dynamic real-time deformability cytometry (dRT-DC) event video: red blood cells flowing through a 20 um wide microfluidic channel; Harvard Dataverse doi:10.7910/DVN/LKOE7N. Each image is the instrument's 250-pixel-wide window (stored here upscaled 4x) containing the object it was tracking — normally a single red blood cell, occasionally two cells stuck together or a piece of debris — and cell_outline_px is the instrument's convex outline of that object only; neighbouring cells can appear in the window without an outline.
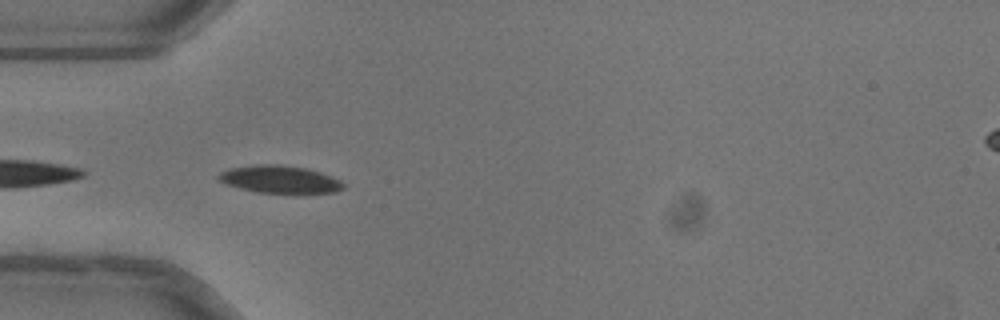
{"species": "common noctule bat (a hibernating species)", "species_latin": "Nyctalus noctula", "temperature_condition": "warm", "stored_images_in_passage": 27, "camera_frame_rate_fps": 3000, "um_per_image_px": 0.085, "animal": {"sex": "female"}, "frame": {"image": 1, "passage_image": 1, "time_ms": 0.0, "image_size_px": [1000, 320], "cell_outline_px": [[344, 188], [336, 192], [300, 196], [256, 192], [240, 188], [228, 184], [220, 180], [216, 176], [220, 172], [228, 168], [260, 164], [276, 164], [304, 168], [320, 172], [340, 180], [344, 184]], "centroid_in_image_um": [23.84, 15.3], "position_along_channel_um": 61.2, "area_um2": 20.75}}
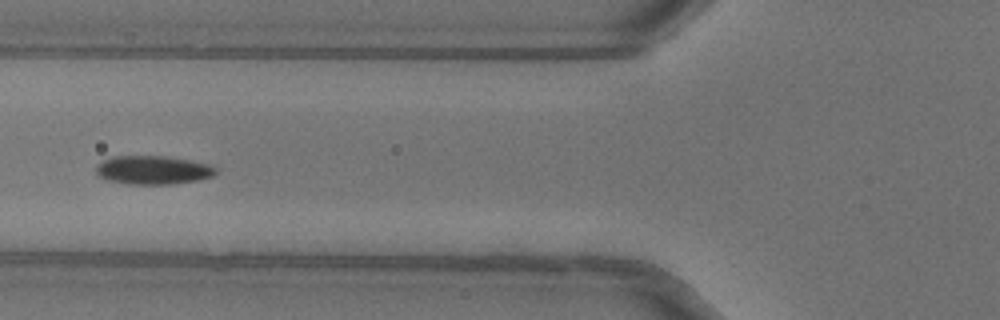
{"frame": {"image": 2, "passage_image": 5, "time_ms": 1.333, "image_size_px": [1000, 320], "cell_outline_px": [[216, 172], [212, 176], [196, 180], [172, 184], [128, 184], [108, 180], [96, 176], [96, 164], [112, 156], [168, 156], [208, 164], [216, 168]], "centroid_in_image_um": [12.95, 14.45], "position_along_channel_um": 112.9, "area_um2": 19.94}}
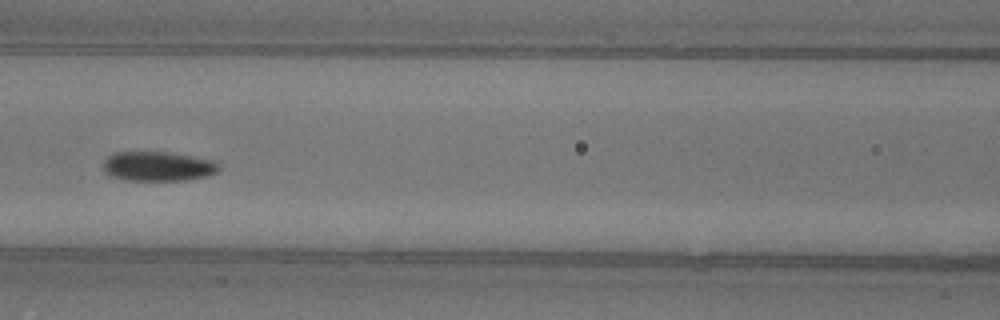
{"frame": {"image": 3, "passage_image": 8, "time_ms": 2.333, "image_size_px": [1000, 320], "cell_outline_px": [[220, 168], [216, 172], [208, 176], [184, 180], [124, 180], [112, 176], [104, 172], [104, 160], [112, 152], [168, 152], [192, 156], [212, 160], [220, 164]], "centroid_in_image_um": [13.42, 14.13], "position_along_channel_um": 153.2, "area_um2": 19.94}, "authors_computed_cell_mechanics": {"area_um2": 20.5768, "velocity_mm_per_s": 4.0172, "shape_relaxation_time_tau1_ms": 2.3451, "shape_relaxation_time_tau2_ms": 1.3227, "deformation_change_tau1": 0.1203, "deformation_change_tau2": 0.0534}}